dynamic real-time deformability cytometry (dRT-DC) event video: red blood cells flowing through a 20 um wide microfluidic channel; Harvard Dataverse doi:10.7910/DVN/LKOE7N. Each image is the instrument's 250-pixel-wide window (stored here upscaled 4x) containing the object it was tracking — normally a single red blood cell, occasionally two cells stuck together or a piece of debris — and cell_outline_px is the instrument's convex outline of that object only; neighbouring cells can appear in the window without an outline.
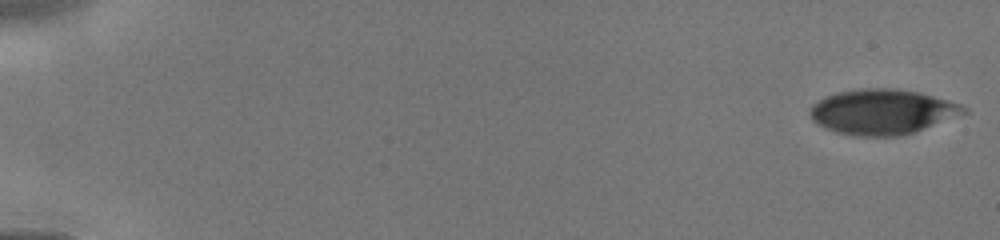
{"species": "human", "species_latin": "Homo sapiens", "temperature_condition": "cold", "stored_images_in_passage": 18, "camera_frame_rate_fps": 3000, "um_per_image_px": 0.085, "donor": {"sex": "male"}, "frame": {"image": 1, "passage_image": 1, "time_ms": 0.0, "image_size_px": [1000, 240], "cell_outline_px": [[968, 112], [916, 132], [904, 136], [852, 136], [836, 132], [824, 128], [812, 120], [808, 112], [812, 104], [828, 96], [840, 92], [868, 88], [892, 88], [916, 92], [932, 96], [960, 104], [968, 108]], "centroid_in_image_um": [74.99, 9.53], "position_along_channel_um": 10.0, "area_um2": 40.29}}
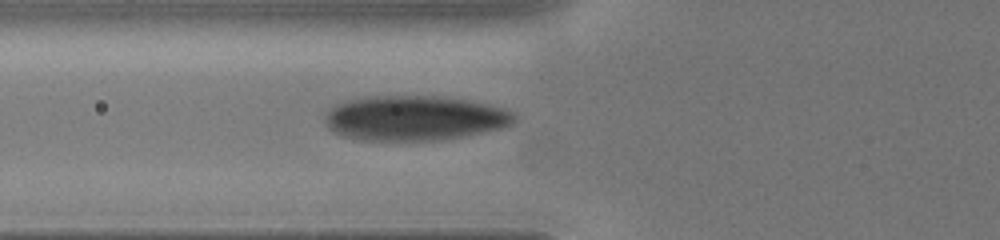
{"frame": {"image": 2, "passage_image": 15, "time_ms": 5.667, "image_size_px": [1000, 240], "cell_outline_px": [[516, 120], [512, 124], [500, 128], [484, 132], [436, 140], [360, 140], [344, 136], [328, 128], [324, 120], [324, 116], [328, 108], [336, 104], [348, 100], [376, 96], [436, 96], [468, 100], [488, 104], [504, 108], [516, 112]], "centroid_in_image_um": [35.23, 10.03], "position_along_channel_um": 90.6, "area_um2": 49.48}}
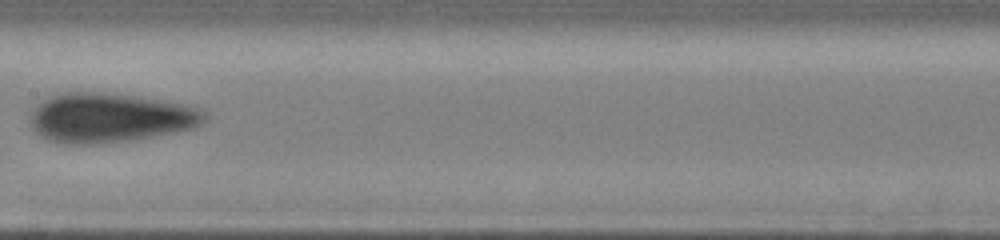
{"frame": {"image": 3, "passage_image": 18, "time_ms": 8.0, "image_size_px": [1000, 240], "cell_outline_px": [[208, 120], [192, 128], [176, 132], [136, 140], [96, 144], [60, 144], [48, 140], [40, 136], [32, 128], [28, 116], [40, 100], [48, 96], [64, 92], [116, 92], [184, 104], [200, 108], [208, 112]], "centroid_in_image_um": [9.33, 10.0], "position_along_channel_um": 198.1, "area_um2": 51.38}}